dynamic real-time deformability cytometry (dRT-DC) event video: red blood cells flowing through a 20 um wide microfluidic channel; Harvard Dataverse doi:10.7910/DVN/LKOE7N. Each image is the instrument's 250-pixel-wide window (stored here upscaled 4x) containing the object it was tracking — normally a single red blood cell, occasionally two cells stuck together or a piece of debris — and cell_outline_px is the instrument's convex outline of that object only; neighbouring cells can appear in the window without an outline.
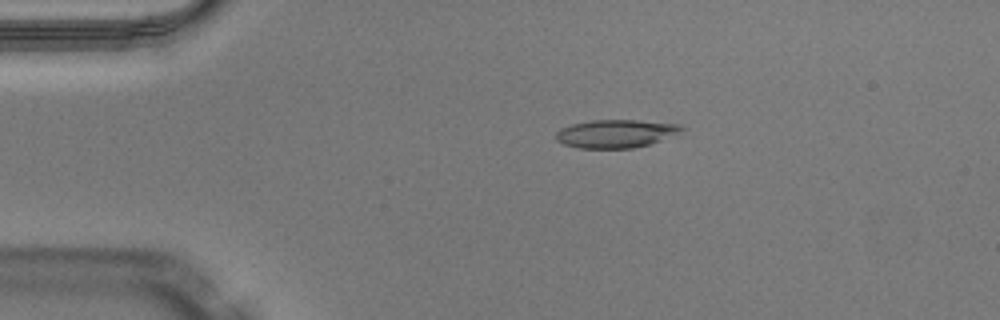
{"species": "Egyptian fruit bat (a non-hibernating species)", "species_latin": "Rousettus aegyptiacus", "temperature_condition": "warm", "stored_images_in_passage": 49, "camera_frame_rate_fps": 3000, "um_per_image_px": 0.085, "animal": {"sex": "male"}, "frame": {"image": 1, "passage_image": 10, "time_ms": 3.0, "image_size_px": [1000, 320], "cell_outline_px": [[688, 128], [680, 136], [652, 144], [632, 148], [580, 148], [564, 144], [556, 140], [556, 132], [560, 128], [572, 124], [592, 120], [636, 120], [680, 124]], "centroid_in_image_um": [52.49, 11.36], "position_along_channel_um": 32.5, "area_um2": 21.21}}
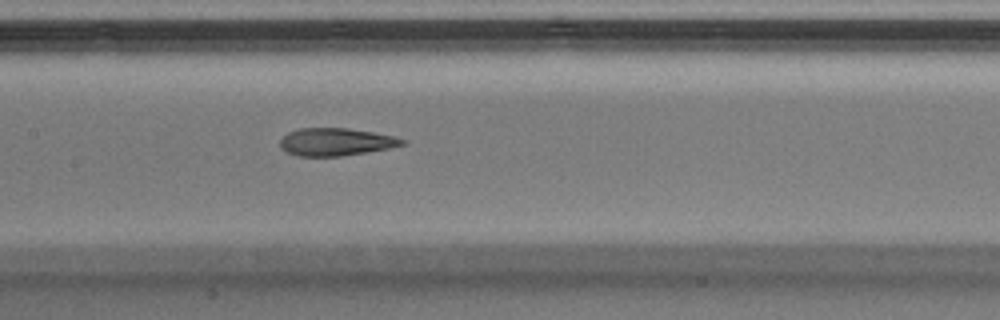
{"frame": {"image": 2, "passage_image": 24, "time_ms": 7.667, "image_size_px": [1000, 320], "cell_outline_px": [[408, 144], [388, 148], [340, 156], [296, 156], [284, 152], [280, 148], [280, 140], [288, 132], [300, 128], [348, 128], [372, 132], [392, 136], [408, 140]], "centroid_in_image_um": [28.52, 12.06], "position_along_channel_um": 178.9, "area_um2": 19.71}}
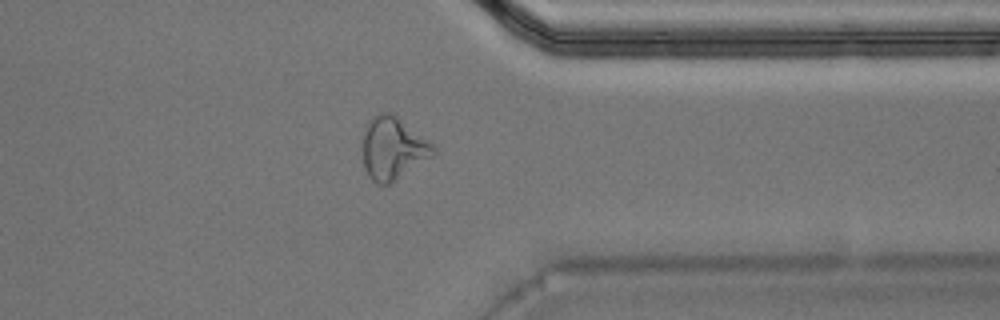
{"frame": {"image": 3, "passage_image": 39, "time_ms": 12.667, "image_size_px": [1000, 320], "cell_outline_px": [[436, 152], [432, 156], [388, 184], [376, 184], [368, 176], [364, 168], [360, 144], [360, 140], [364, 128], [368, 120], [372, 116], [380, 112], [388, 112], [396, 116], [432, 144], [436, 148]], "centroid_in_image_um": [33.3, 12.59], "position_along_channel_um": 378.1, "area_um2": 25.78}, "authors_computed_cell_mechanics": {"area_um2": 21.2126, "velocity_mm_per_s": 4.089, "shape_relaxation_time_tau1_ms": null, "shape_relaxation_time_tau2_ms": 1.9397, "deformation_change_tau1": null, "deformation_change_tau2": 0.1108}}